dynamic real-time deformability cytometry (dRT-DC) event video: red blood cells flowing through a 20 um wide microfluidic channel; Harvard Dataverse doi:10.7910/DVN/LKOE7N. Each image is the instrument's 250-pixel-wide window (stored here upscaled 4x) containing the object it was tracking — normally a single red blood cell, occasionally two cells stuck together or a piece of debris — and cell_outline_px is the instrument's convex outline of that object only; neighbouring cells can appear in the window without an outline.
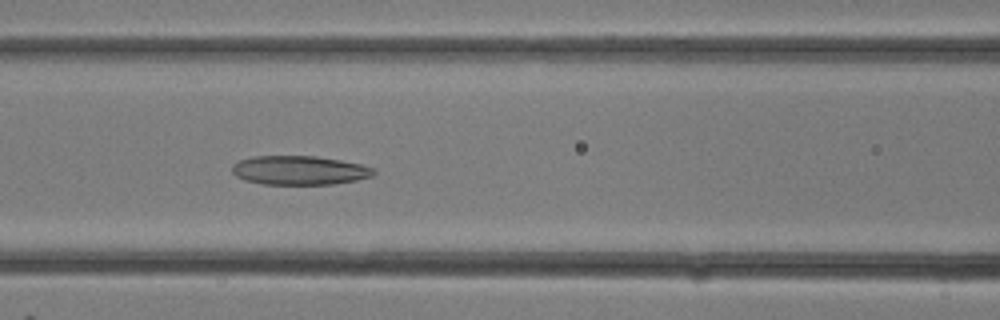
{"species": "common noctule bat (a hibernating species)", "species_latin": "Nyctalus noctula", "temperature_condition": "room temperature", "stored_images_in_passage": 22, "camera_frame_rate_fps": 3000, "um_per_image_px": 0.085, "animal": {"sex": "female"}, "frame": {"image": 1, "passage_image": 13, "time_ms": 4.0, "image_size_px": [1000, 320], "cell_outline_px": [[376, 172], [372, 176], [356, 180], [332, 184], [264, 184], [244, 180], [236, 176], [232, 172], [232, 164], [240, 160], [252, 156], [316, 156], [340, 160], [360, 164], [376, 168]], "centroid_in_image_um": [25.45, 14.47], "position_along_channel_um": 141.2, "area_um2": 23.99}}
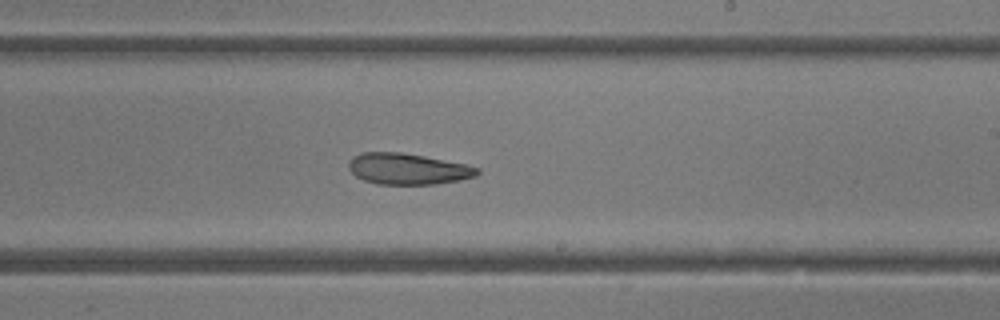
{"frame": {"image": 2, "passage_image": 18, "time_ms": 5.667, "image_size_px": [1000, 320], "cell_outline_px": [[480, 172], [476, 176], [460, 180], [436, 184], [376, 184], [364, 180], [356, 176], [348, 168], [348, 160], [352, 156], [360, 152], [400, 152], [424, 156], [464, 164], [480, 168]], "centroid_in_image_um": [34.63, 14.35], "position_along_channel_um": 254.4, "area_um2": 23.41}}
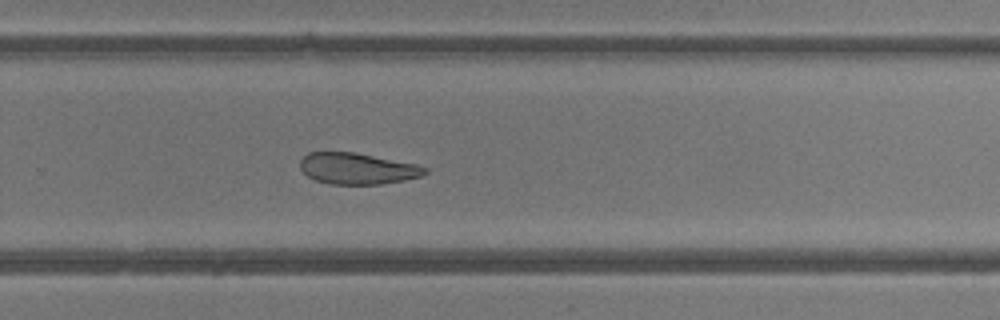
{"frame": {"image": 3, "passage_image": 20, "time_ms": 6.333, "image_size_px": [1000, 320], "cell_outline_px": [[428, 172], [420, 176], [404, 180], [380, 184], [328, 184], [316, 180], [308, 176], [300, 168], [300, 160], [308, 152], [356, 152], [416, 164], [428, 168]], "centroid_in_image_um": [30.37, 14.32], "position_along_channel_um": 299.4, "area_um2": 22.72}}